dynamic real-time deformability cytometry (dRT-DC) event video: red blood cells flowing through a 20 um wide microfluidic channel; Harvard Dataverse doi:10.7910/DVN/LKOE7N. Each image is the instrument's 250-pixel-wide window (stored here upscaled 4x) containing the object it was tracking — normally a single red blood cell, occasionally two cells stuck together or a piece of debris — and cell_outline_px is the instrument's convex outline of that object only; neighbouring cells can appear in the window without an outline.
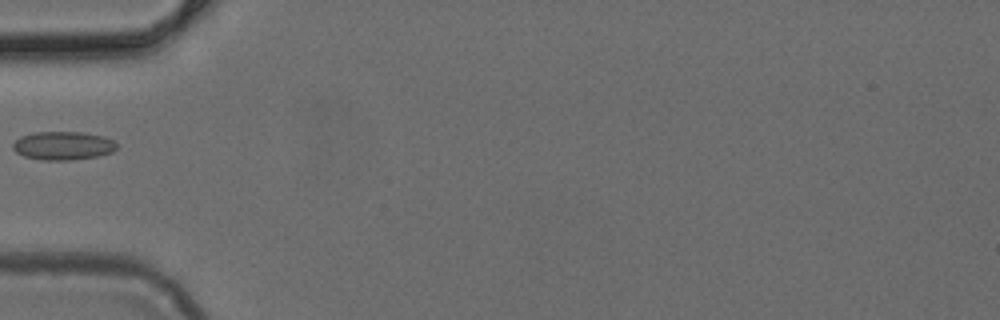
{"species": "common noctule bat (a hibernating species)", "species_latin": "Nyctalus noctula", "temperature_condition": "cold", "stored_images_in_passage": 3, "camera_frame_rate_fps": 3000, "um_per_image_px": 0.085, "animal": {"sex": "female", "body_mass_g": 24.6, "forearm_length_mm": 56.2}, "frame": {"image": 1, "passage_image": 3, "time_ms": 0.667, "image_size_px": [1000, 320], "cell_outline_px": [[116, 148], [112, 152], [100, 156], [72, 160], [44, 160], [24, 156], [16, 152], [12, 148], [12, 144], [20, 136], [32, 132], [84, 132], [104, 136], [112, 140], [116, 144]], "centroid_in_image_um": [5.35, 12.38], "position_along_channel_um": 79.6, "area_um2": 17.34}}